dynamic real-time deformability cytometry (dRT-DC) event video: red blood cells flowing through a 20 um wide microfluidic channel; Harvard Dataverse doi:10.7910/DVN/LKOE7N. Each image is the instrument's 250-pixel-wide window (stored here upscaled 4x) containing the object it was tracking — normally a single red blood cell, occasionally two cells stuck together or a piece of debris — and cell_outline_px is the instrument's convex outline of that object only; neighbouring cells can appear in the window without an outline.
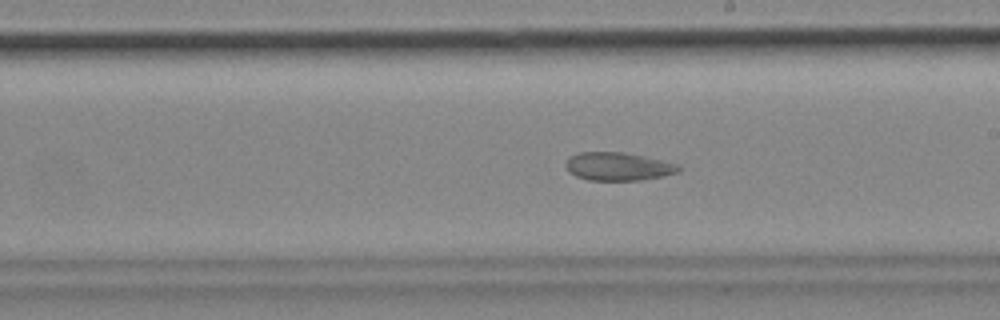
{"species": "common noctule bat (a hibernating species)", "species_latin": "Nyctalus noctula", "temperature_condition": "cold", "stored_images_in_passage": 41, "segment_of_instrument_passage": [1, 2], "camera_frame_rate_fps": 3000, "um_per_image_px": 0.085, "animal": {"sex": "female", "body_mass_g": 18.4}, "frame": {"image": 1, "passage_image": 21, "time_ms": 6.667, "image_size_px": [1000, 320], "cell_outline_px": [[680, 172], [664, 176], [644, 180], [588, 180], [576, 176], [568, 172], [564, 164], [572, 156], [580, 152], [620, 152], [680, 164]], "centroid_in_image_um": [52.55, 14.17], "position_along_channel_um": 236.4, "area_um2": 18.44}}
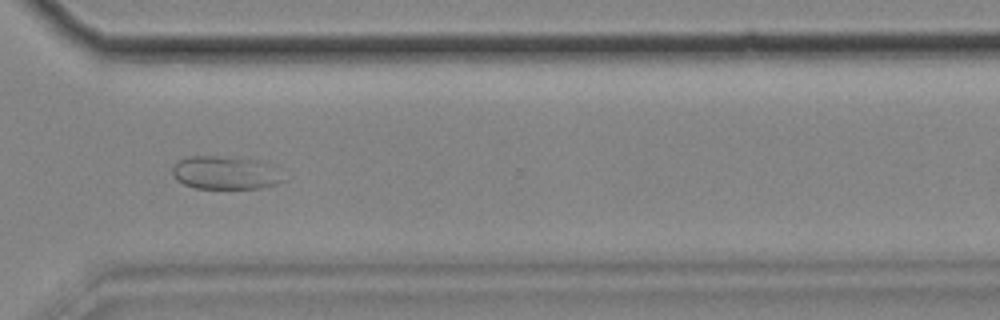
{"frame": {"image": 2, "passage_image": 31, "time_ms": 10.0, "image_size_px": [1000, 320], "cell_outline_px": [[288, 180], [276, 184], [260, 188], [196, 188], [184, 184], [176, 180], [172, 176], [172, 168], [180, 160], [188, 156], [212, 156], [252, 160]], "centroid_in_image_um": [19.0, 14.72], "position_along_channel_um": 351.6, "area_um2": 20.46}}
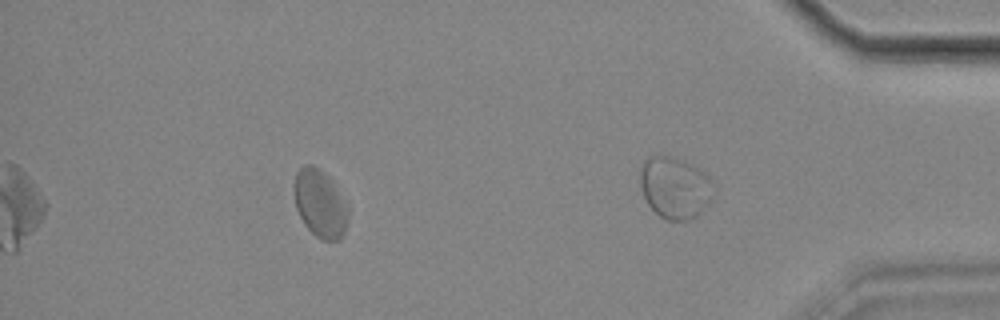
{"frame": {"image": 3, "passage_image": 34, "time_ms": 11.0, "image_size_px": [1000, 320], "cell_outline_px": [[348, 220], [344, 232], [340, 240], [320, 240], [304, 224], [296, 208], [296, 172], [304, 164], [312, 164], [320, 168], [332, 180], [348, 208]], "centroid_in_image_um": [27.23, 17.31], "position_along_channel_um": 408.0, "area_um2": 21.04}}